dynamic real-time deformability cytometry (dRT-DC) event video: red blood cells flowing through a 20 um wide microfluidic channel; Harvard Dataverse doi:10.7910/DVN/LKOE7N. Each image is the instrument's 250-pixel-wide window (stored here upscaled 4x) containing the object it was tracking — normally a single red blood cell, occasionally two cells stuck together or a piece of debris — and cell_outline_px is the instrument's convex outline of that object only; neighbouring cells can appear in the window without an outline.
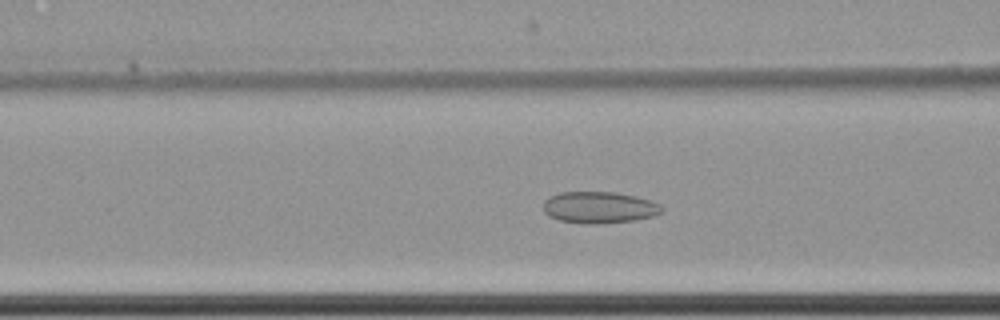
{"species": "common noctule bat (a hibernating species)", "species_latin": "Nyctalus noctula", "temperature_condition": "cold", "stored_images_in_passage": 63, "camera_frame_rate_fps": 3000, "um_per_image_px": 0.085, "animal": {"sex": "female", "body_mass_g": 22.7, "forearm_length_mm": 54.2}, "frame": {"image": 1, "passage_image": 28, "time_ms": 9.0, "image_size_px": [1000, 320], "cell_outline_px": [[664, 212], [652, 216], [632, 220], [596, 224], [588, 224], [560, 220], [548, 216], [544, 212], [544, 200], [548, 196], [560, 192], [616, 192], [636, 196], [660, 204], [664, 208]], "centroid_in_image_um": [50.92, 17.62], "position_along_channel_um": 115.7, "area_um2": 21.85}}
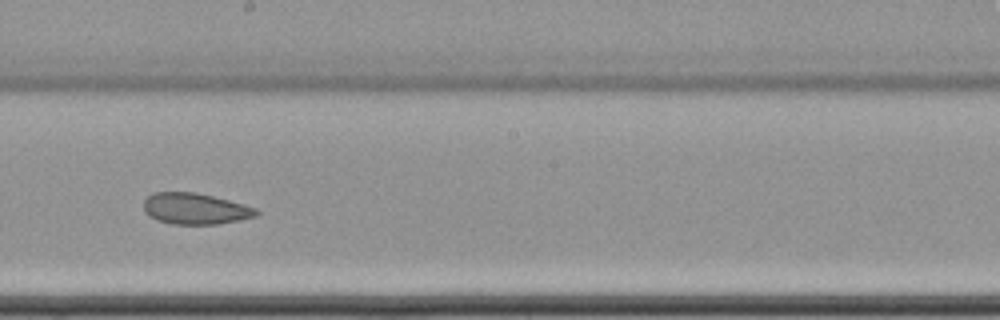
{"frame": {"image": 2, "passage_image": 38, "time_ms": 12.333, "image_size_px": [1000, 320], "cell_outline_px": [[260, 212], [256, 216], [240, 220], [220, 224], [172, 224], [156, 220], [148, 216], [144, 212], [144, 200], [152, 192], [196, 192], [228, 200], [256, 208]], "centroid_in_image_um": [16.57, 17.74], "position_along_channel_um": 231.6, "area_um2": 20.58}}
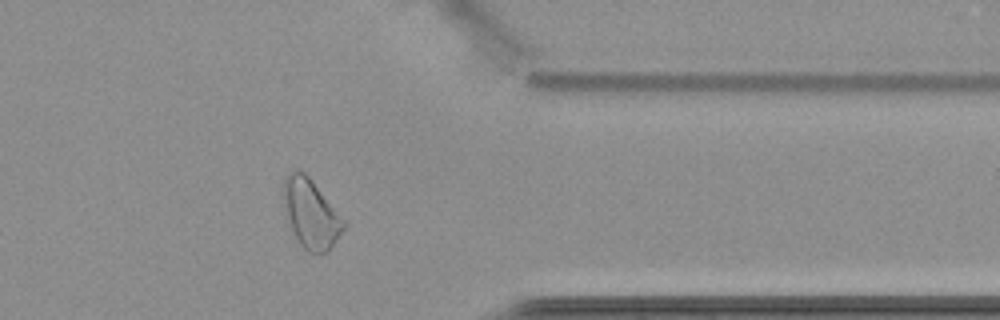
{"frame": {"image": 3, "passage_image": 52, "time_ms": 17.0, "image_size_px": [1000, 320], "cell_outline_px": [[348, 224], [328, 252], [308, 252], [300, 244], [288, 220], [284, 196], [284, 176], [292, 168], [304, 172], [312, 180], [348, 220]], "centroid_in_image_um": [26.5, 18.13], "position_along_channel_um": 384.9, "area_um2": 24.39}, "authors_computed_cell_mechanics": {"area_um2": 26.1834, "velocity_mm_per_s": 3.4871, "shape_relaxation_time_tau1_ms": null, "shape_relaxation_time_tau2_ms": 3.3865, "deformation_change_tau1": null, "deformation_change_tau2": 0.0829}}